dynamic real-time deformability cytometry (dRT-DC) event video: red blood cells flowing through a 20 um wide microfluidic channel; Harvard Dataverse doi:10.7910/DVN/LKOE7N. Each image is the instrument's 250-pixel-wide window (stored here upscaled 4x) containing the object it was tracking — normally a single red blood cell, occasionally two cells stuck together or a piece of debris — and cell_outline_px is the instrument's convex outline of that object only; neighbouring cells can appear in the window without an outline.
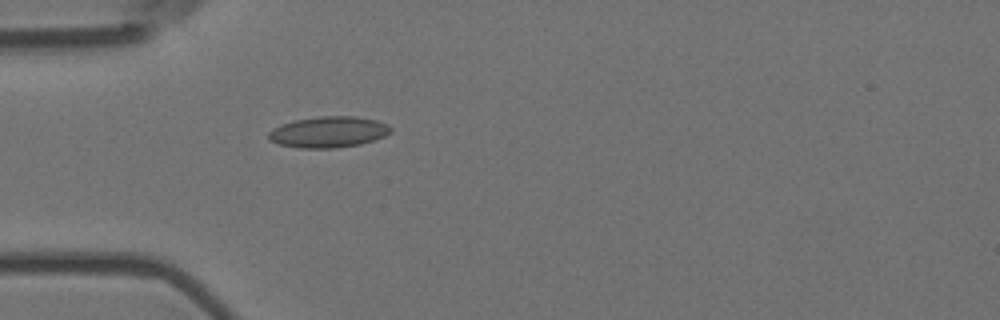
{"species": "Egyptian fruit bat (a non-hibernating species)", "species_latin": "Rousettus aegyptiacus", "temperature_condition": "room temperature", "stored_images_in_passage": 1, "camera_frame_rate_fps": 3000, "um_per_image_px": 0.085, "animal": {"sex": "female"}, "frame": {"image": 1, "passage_image": 1, "time_ms": 0.0, "image_size_px": [1000, 320], "cell_outline_px": [[392, 132], [384, 136], [360, 144], [336, 148], [300, 148], [280, 144], [272, 140], [268, 136], [268, 132], [272, 128], [296, 120], [320, 116], [356, 116], [376, 120], [388, 124], [392, 128]], "centroid_in_image_um": [27.96, 11.21], "position_along_channel_um": 57.0, "area_um2": 21.96}}